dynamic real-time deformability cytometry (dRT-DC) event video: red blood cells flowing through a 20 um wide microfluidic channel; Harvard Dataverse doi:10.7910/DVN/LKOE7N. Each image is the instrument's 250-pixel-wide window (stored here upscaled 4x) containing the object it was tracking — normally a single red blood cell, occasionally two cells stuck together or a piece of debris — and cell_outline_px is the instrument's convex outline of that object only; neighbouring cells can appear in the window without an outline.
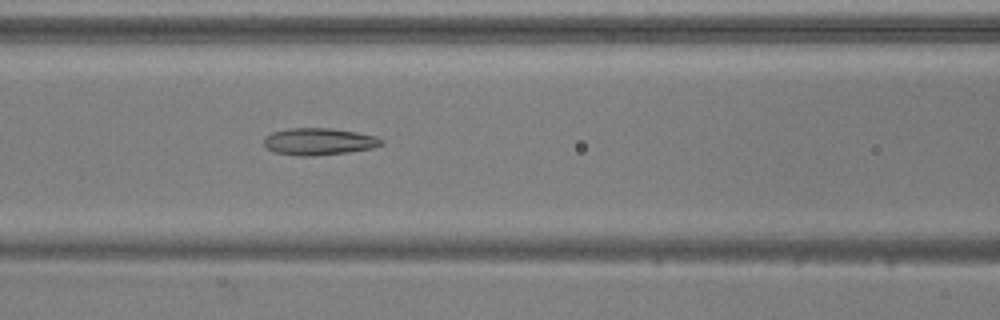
{"species": "common noctule bat (a hibernating species)", "species_latin": "Nyctalus noctula", "temperature_condition": "warm", "stored_images_in_passage": 53, "camera_frame_rate_fps": 3000, "um_per_image_px": 0.085, "animal": {"sex": "male", "body_mass_g": 20.5, "forearm_length_mm": 52.5}, "frame": {"image": 1, "passage_image": 23, "time_ms": 7.333, "image_size_px": [1000, 320], "cell_outline_px": [[384, 144], [372, 148], [348, 152], [312, 156], [300, 156], [276, 152], [264, 148], [264, 136], [272, 132], [292, 128], [332, 128], [356, 132], [376, 136], [384, 140]], "centroid_in_image_um": [27.1, 12.03], "position_along_channel_um": 139.5, "area_um2": 18.55}}
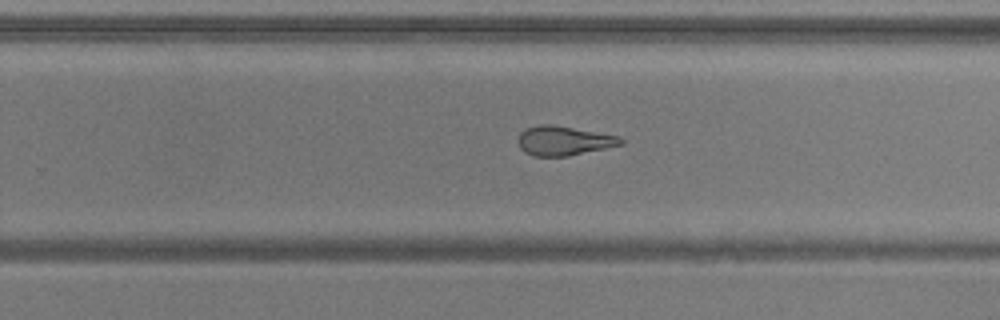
{"frame": {"image": 2, "passage_image": 34, "time_ms": 11.0, "image_size_px": [1000, 320], "cell_outline_px": [[624, 144], [568, 156], [532, 156], [524, 152], [520, 148], [516, 140], [520, 132], [524, 128], [540, 124], [548, 124], [620, 136], [624, 140]], "centroid_in_image_um": [47.87, 11.97], "position_along_channel_um": 281.9, "area_um2": 17.63}}
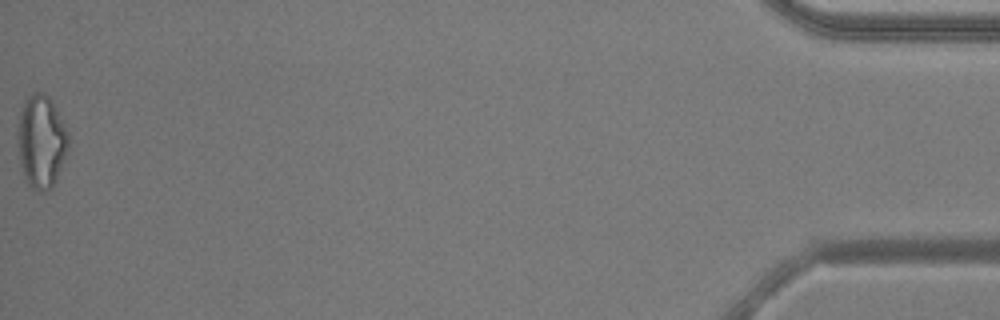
{"frame": {"image": 3, "passage_image": 53, "time_ms": 17.333, "image_size_px": [1000, 320], "cell_outline_px": [[68, 148], [56, 180], [52, 188], [44, 192], [40, 192], [32, 188], [24, 180], [16, 140], [16, 132], [20, 112], [24, 100], [28, 96], [36, 92], [40, 92], [48, 96], [52, 100], [68, 132]], "centroid_in_image_um": [3.48, 12.04], "position_along_channel_um": 431.7, "area_um2": 27.74}, "authors_computed_cell_mechanics": {"area_um2": 20.4612, "velocity_mm_per_s": 3.9038, "shape_relaxation_time_tau1_ms": null, "shape_relaxation_time_tau2_ms": 3.0213, "deformation_change_tau1": null, "deformation_change_tau2": 0.1379}}